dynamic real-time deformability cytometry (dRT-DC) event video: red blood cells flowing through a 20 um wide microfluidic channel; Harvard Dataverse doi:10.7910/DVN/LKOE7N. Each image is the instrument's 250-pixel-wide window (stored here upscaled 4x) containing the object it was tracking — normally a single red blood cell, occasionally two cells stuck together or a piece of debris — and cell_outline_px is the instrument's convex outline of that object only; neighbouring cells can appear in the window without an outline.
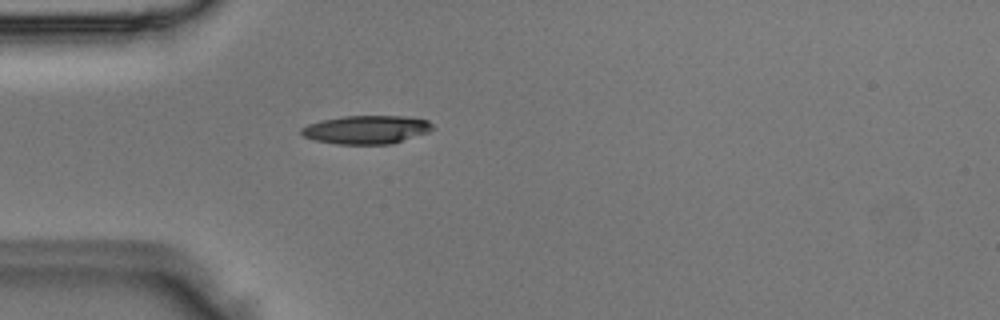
{"species": "Egyptian fruit bat (a non-hibernating species)", "species_latin": "Rousettus aegyptiacus", "temperature_condition": "room temperature", "stored_images_in_passage": 1, "camera_frame_rate_fps": 3000, "um_per_image_px": 0.085, "animal": {"sex": "male"}, "frame": {"image": 1, "passage_image": 1, "time_ms": 0.0, "image_size_px": [1000, 320], "cell_outline_px": [[436, 128], [428, 132], [392, 144], [336, 144], [316, 140], [304, 136], [300, 132], [300, 128], [308, 124], [324, 120], [344, 116], [404, 116], [428, 120]], "centroid_in_image_um": [31.17, 11.02], "position_along_channel_um": 53.8, "area_um2": 21.68}}